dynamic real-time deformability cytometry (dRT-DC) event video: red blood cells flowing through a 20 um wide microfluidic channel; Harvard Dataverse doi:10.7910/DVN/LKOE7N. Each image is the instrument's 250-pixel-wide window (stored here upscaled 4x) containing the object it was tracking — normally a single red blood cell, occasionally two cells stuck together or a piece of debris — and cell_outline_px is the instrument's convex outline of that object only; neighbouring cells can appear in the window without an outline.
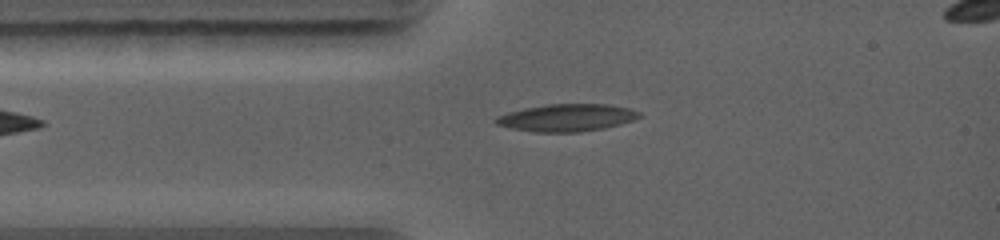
{"species": "common noctule bat (a hibernating species)", "species_latin": "Nyctalus noctula", "temperature_condition": "warm", "stored_images_in_passage": 2, "camera_frame_rate_fps": 5000, "um_per_image_px": 0.085, "animal": {"sex": "female", "body_mass_g": 19.0, "forearm_length_mm": 56.7}, "frame": {"image": 1, "passage_image": 2, "time_ms": 0.8, "image_size_px": [1000, 240], "cell_outline_px": [[644, 116], [620, 124], [604, 128], [580, 132], [536, 132], [512, 128], [496, 124], [492, 120], [496, 116], [508, 112], [524, 108], [548, 104], [612, 104], [628, 108], [640, 112]], "centroid_in_image_um": [48.18, 10.0], "position_along_channel_um": 36.8, "area_um2": 22.95}}